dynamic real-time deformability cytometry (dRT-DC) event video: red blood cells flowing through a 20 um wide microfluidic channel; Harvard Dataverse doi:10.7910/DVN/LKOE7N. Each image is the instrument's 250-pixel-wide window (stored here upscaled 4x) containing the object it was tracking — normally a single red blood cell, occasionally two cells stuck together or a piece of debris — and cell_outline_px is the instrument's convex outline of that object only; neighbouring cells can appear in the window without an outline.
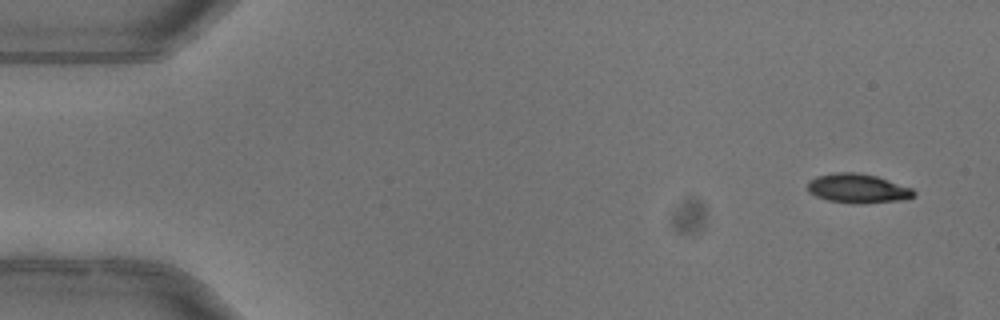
{"species": "common noctule bat (a hibernating species)", "species_latin": "Nyctalus noctula", "temperature_condition": "warm", "stored_images_in_passage": 4, "camera_frame_rate_fps": 3000, "um_per_image_px": 0.085, "animal": {"sex": "female"}, "frame": {"image": 1, "passage_image": 1, "time_ms": 0.0, "image_size_px": [1000, 320], "cell_outline_px": [[916, 192], [908, 200], [864, 204], [852, 204], [828, 200], [816, 196], [808, 192], [808, 180], [816, 176], [836, 172], [856, 172], [876, 176], [912, 188]], "centroid_in_image_um": [72.91, 16.03], "position_along_channel_um": 12.1, "area_um2": 18.38}}